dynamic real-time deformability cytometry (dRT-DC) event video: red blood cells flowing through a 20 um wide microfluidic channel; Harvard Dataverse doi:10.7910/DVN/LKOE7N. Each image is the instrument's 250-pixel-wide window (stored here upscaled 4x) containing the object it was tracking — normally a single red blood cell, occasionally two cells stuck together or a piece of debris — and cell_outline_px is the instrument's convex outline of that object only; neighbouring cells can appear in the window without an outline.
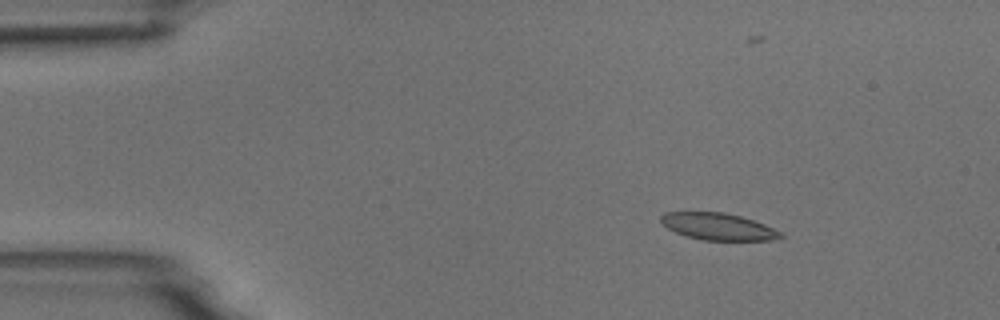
{"species": "common noctule bat (a hibernating species)", "species_latin": "Nyctalus noctula", "temperature_condition": "room temperature", "stored_images_in_passage": 7, "camera_frame_rate_fps": 3000, "um_per_image_px": 0.085, "animal": {"sex": "male", "body_mass_g": 18.8}, "frame": {"image": 1, "passage_image": 3, "time_ms": 2.333, "image_size_px": [1000, 320], "cell_outline_px": [[784, 236], [768, 240], [704, 240], [684, 236], [668, 228], [660, 220], [660, 216], [664, 212], [724, 212], [740, 216], [764, 224], [784, 232]], "centroid_in_image_um": [61.04, 19.25], "position_along_channel_um": 24.0, "area_um2": 18.73}}
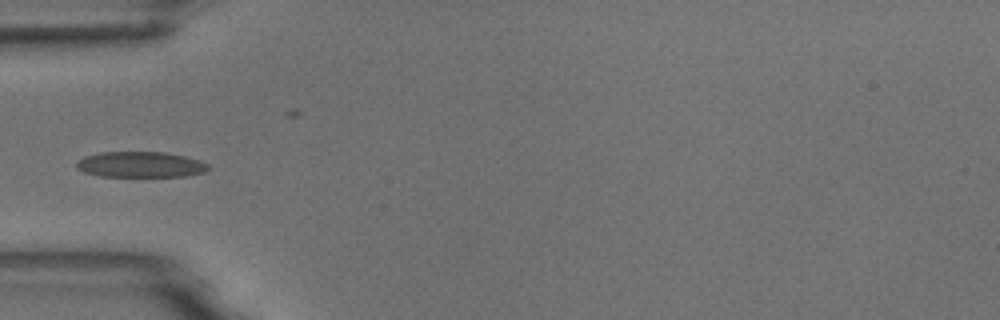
{"frame": {"image": 2, "passage_image": 6, "time_ms": 5.667, "image_size_px": [1000, 320], "cell_outline_px": [[212, 168], [204, 172], [184, 176], [100, 176], [84, 172], [76, 168], [76, 160], [84, 156], [100, 152], [164, 152], [184, 156], [200, 160], [208, 164]], "centroid_in_image_um": [11.93, 13.98], "position_along_channel_um": 73.1, "area_um2": 19.83}}